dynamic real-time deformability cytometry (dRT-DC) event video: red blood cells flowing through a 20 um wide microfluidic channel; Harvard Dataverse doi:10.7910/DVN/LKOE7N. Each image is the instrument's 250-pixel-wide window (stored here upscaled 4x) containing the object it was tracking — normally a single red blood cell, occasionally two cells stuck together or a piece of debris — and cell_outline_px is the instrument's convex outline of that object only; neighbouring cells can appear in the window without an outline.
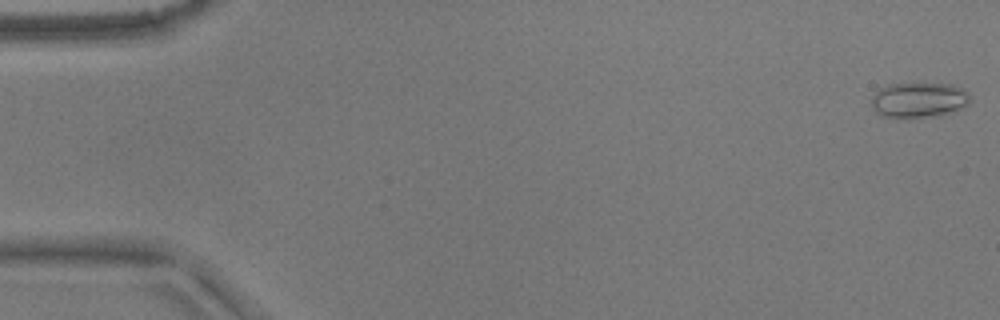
{"species": "common noctule bat (a hibernating species)", "species_latin": "Nyctalus noctula", "temperature_condition": "warm", "stored_images_in_passage": 28, "camera_frame_rate_fps": 3000, "um_per_image_px": 0.085, "animal": {"sex": "male", "body_mass_g": 17.9}, "frame": {"image": 1, "passage_image": 1, "time_ms": 0.0, "image_size_px": [1000, 320], "cell_outline_px": [[972, 100], [968, 104], [960, 108], [940, 116], [904, 120], [900, 120], [880, 116], [872, 108], [872, 96], [880, 88], [888, 84], [952, 84], [964, 88], [968, 92]], "centroid_in_image_um": [78.09, 8.54], "position_along_channel_um": 6.9, "area_um2": 20.98}}
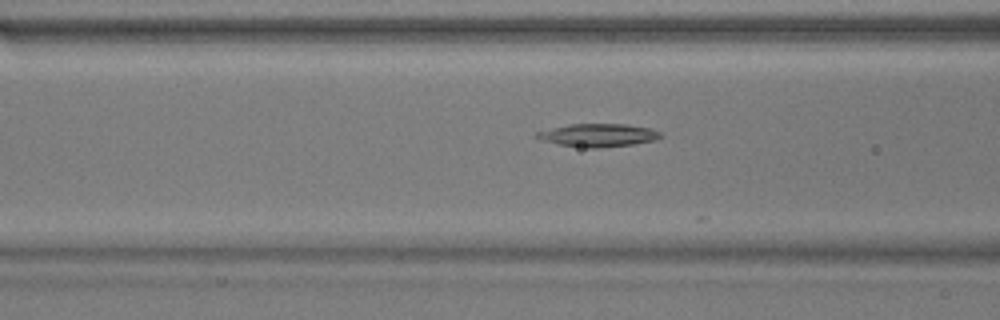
{"frame": {"image": 2, "passage_image": 21, "time_ms": 6.667, "image_size_px": [1000, 320], "cell_outline_px": [[664, 136], [656, 140], [632, 144], [596, 148], [588, 148], [560, 144], [540, 140], [536, 136], [536, 132], [552, 128], [572, 124], [624, 124], [652, 128], [660, 132]], "centroid_in_image_um": [50.89, 11.49], "position_along_channel_um": 115.7, "area_um2": 16.47}}